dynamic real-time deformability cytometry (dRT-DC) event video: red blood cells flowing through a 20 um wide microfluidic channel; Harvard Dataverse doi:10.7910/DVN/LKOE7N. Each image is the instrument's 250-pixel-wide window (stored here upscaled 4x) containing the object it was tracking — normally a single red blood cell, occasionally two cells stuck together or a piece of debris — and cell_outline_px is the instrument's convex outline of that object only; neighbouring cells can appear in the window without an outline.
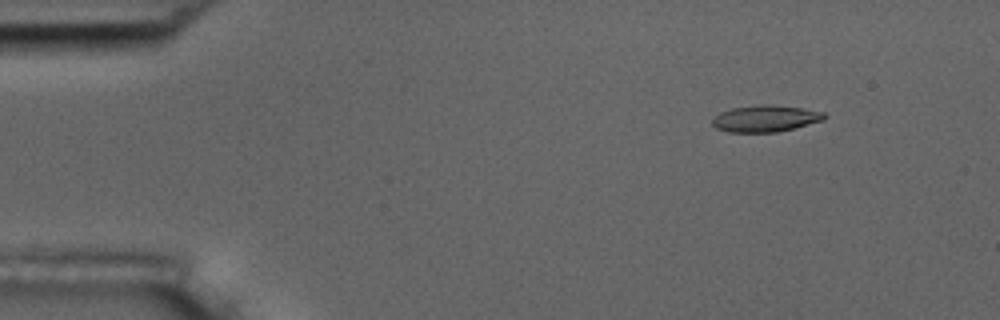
{"species": "common noctule bat (a hibernating species)", "species_latin": "Nyctalus noctula", "temperature_condition": "room temperature", "stored_images_in_passage": 5, "camera_frame_rate_fps": 3000, "um_per_image_px": 0.085, "animal": {"sex": "male", "body_mass_g": 17.5, "forearm_length_mm": 52.3}, "frame": {"image": 1, "passage_image": 2, "time_ms": 1.333, "image_size_px": [1000, 320], "cell_outline_px": [[828, 116], [824, 120], [776, 132], [728, 132], [716, 128], [712, 124], [712, 116], [720, 112], [732, 108], [760, 104], [772, 104], [804, 108], [824, 112]], "centroid_in_image_um": [65.05, 10.06], "position_along_channel_um": 20.0, "area_um2": 17.51}}
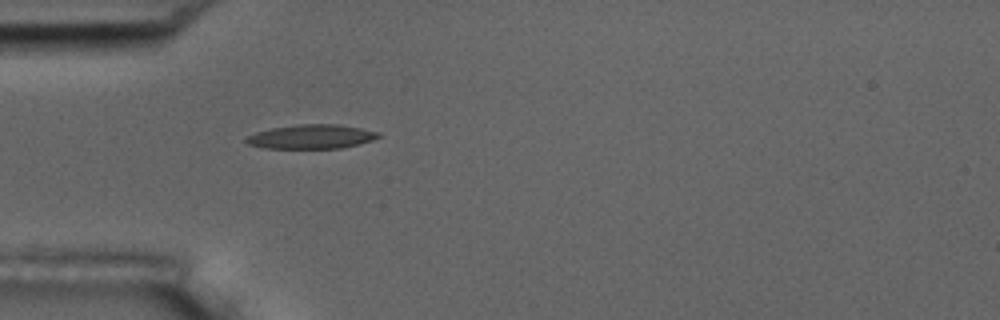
{"frame": {"image": 2, "passage_image": 5, "time_ms": 4.667, "image_size_px": [1000, 320], "cell_outline_px": [[380, 136], [372, 140], [340, 148], [264, 148], [248, 144], [244, 140], [248, 136], [256, 132], [272, 128], [300, 124], [336, 124], [360, 128], [380, 132]], "centroid_in_image_um": [26.45, 11.61], "position_along_channel_um": 58.5, "area_um2": 18.38}}